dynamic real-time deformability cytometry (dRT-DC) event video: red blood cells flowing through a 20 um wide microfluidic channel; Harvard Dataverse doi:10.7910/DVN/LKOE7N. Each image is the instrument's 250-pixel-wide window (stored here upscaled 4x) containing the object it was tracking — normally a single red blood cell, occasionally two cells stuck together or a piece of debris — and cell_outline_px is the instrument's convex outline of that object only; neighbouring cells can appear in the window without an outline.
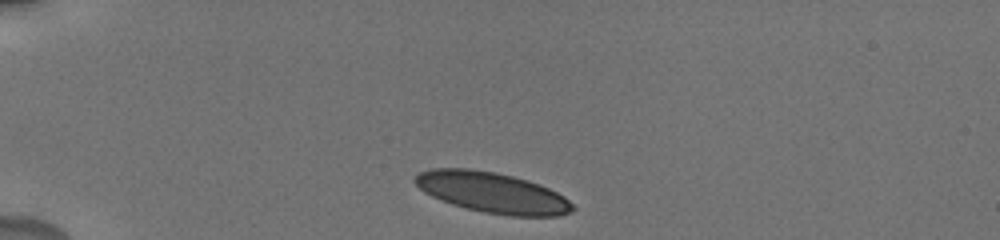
{"species": "human", "species_latin": "Homo sapiens", "temperature_condition": "cold", "stored_images_in_passage": 12, "camera_frame_rate_fps": 3000, "um_per_image_px": 0.085, "donor": {"sex": "male"}, "frame": {"image": 1, "passage_image": 1, "time_ms": 0.0, "image_size_px": [1000, 240], "cell_outline_px": [[576, 208], [572, 212], [556, 216], [512, 216], [484, 212], [452, 204], [440, 200], [424, 192], [412, 180], [420, 172], [432, 168], [468, 168], [496, 172], [528, 180], [548, 188], [564, 196]], "centroid_in_image_um": [41.84, 16.36], "position_along_channel_um": 43.2, "area_um2": 37.17}}
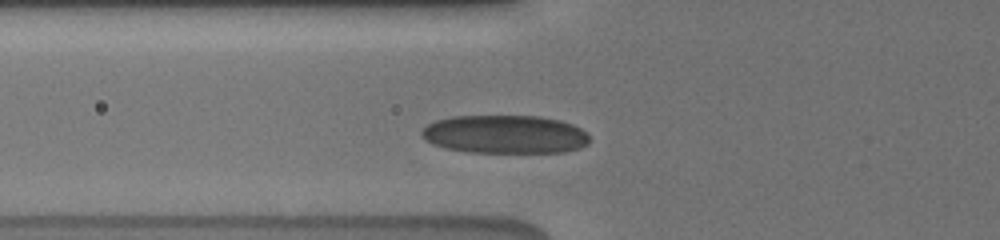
{"frame": {"image": 2, "passage_image": 10, "time_ms": 2.333, "image_size_px": [1000, 240], "cell_outline_px": [[588, 144], [580, 148], [564, 152], [468, 152], [444, 148], [432, 144], [424, 140], [420, 136], [420, 132], [428, 124], [436, 120], [452, 116], [540, 116], [560, 120], [572, 124], [588, 132]], "centroid_in_image_um": [42.9, 11.42], "position_along_channel_um": 82.9, "area_um2": 37.8}}